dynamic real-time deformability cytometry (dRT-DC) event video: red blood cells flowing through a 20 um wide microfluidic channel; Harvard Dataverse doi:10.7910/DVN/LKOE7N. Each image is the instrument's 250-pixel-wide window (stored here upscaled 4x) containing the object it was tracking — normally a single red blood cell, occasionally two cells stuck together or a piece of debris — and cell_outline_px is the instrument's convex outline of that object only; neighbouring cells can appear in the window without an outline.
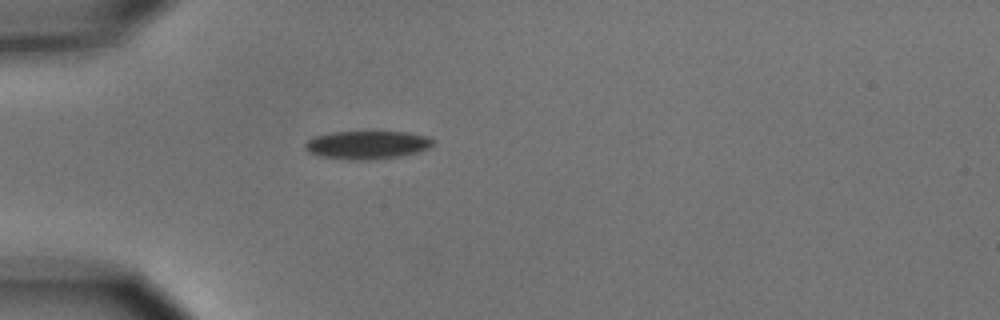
{"species": "common noctule bat (a hibernating species)", "species_latin": "Nyctalus noctula", "temperature_condition": "cold", "stored_images_in_passage": 1, "camera_frame_rate_fps": 3000, "um_per_image_px": 0.085, "animal": {"sex": "male", "body_mass_g": 15.6}, "frame": {"image": 1, "passage_image": 1, "time_ms": 0.0, "image_size_px": [1000, 320], "cell_outline_px": [[436, 144], [428, 148], [416, 152], [400, 156], [372, 160], [352, 160], [320, 156], [308, 152], [304, 148], [304, 144], [308, 140], [316, 136], [332, 132], [408, 132], [428, 136], [436, 140]], "centroid_in_image_um": [31.24, 12.32], "position_along_channel_um": 53.8, "area_um2": 21.15}}